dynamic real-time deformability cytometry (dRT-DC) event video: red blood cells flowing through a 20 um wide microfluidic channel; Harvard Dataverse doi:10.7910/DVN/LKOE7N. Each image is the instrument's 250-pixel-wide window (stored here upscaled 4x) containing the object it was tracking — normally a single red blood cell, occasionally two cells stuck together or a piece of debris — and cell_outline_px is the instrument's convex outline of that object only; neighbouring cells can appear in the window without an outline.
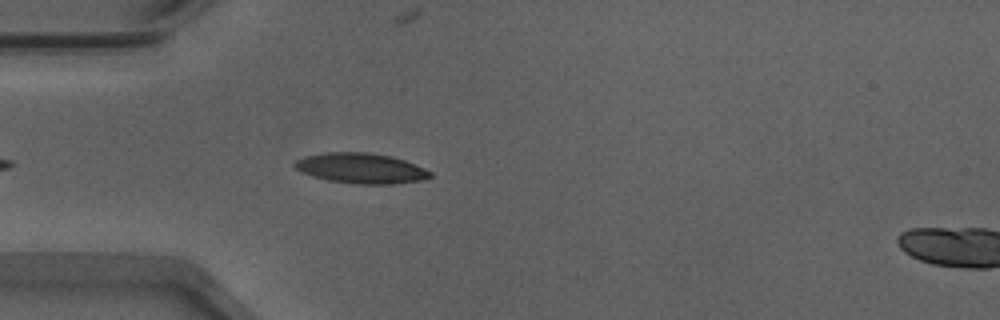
{"species": "Egyptian fruit bat (a non-hibernating species)", "species_latin": "Rousettus aegyptiacus", "temperature_condition": "warm", "stored_images_in_passage": 28, "camera_frame_rate_fps": 3000, "um_per_image_px": 0.085, "animal": {"sex": "male"}, "frame": {"image": 1, "passage_image": 5, "time_ms": 1.333, "image_size_px": [1000, 320], "cell_outline_px": [[432, 176], [420, 180], [392, 184], [356, 184], [328, 180], [312, 176], [296, 168], [292, 164], [296, 160], [304, 156], [324, 152], [368, 152], [392, 156], [404, 160], [424, 168], [432, 172]], "centroid_in_image_um": [30.67, 14.29], "position_along_channel_um": 54.3, "area_um2": 23.87}}
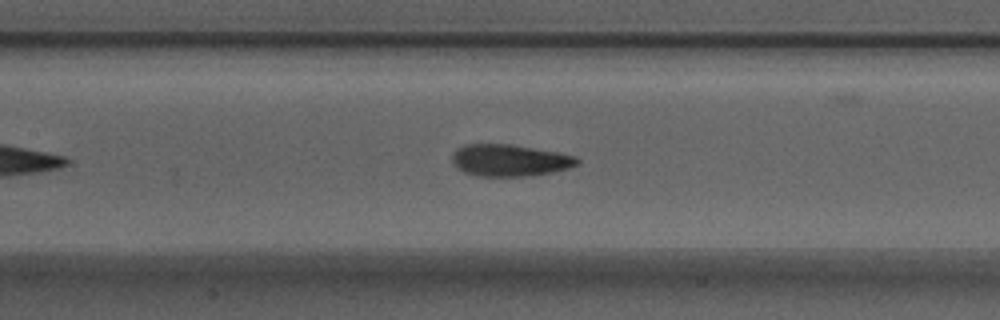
{"frame": {"image": 2, "passage_image": 14, "time_ms": 4.333, "image_size_px": [1000, 320], "cell_outline_px": [[580, 164], [568, 168], [552, 172], [528, 176], [480, 176], [464, 172], [456, 168], [452, 160], [452, 156], [456, 148], [464, 144], [512, 144], [560, 152], [576, 156], [580, 160]], "centroid_in_image_um": [43.34, 13.62], "position_along_channel_um": 164.1, "area_um2": 23.47}}
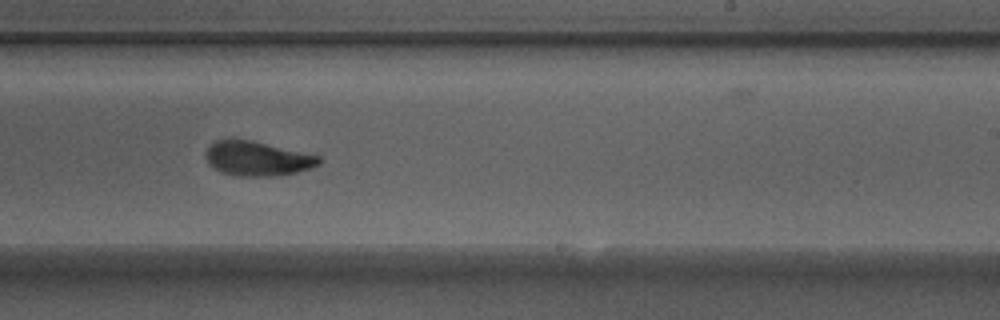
{"frame": {"image": 3, "passage_image": 22, "time_ms": 7.0, "image_size_px": [1000, 320], "cell_outline_px": [[324, 160], [320, 164], [312, 168], [296, 172], [272, 176], [236, 176], [220, 172], [212, 168], [208, 164], [204, 156], [204, 152], [216, 140], [252, 140], [320, 156]], "centroid_in_image_um": [21.87, 13.49], "position_along_channel_um": 267.1, "area_um2": 22.89}}